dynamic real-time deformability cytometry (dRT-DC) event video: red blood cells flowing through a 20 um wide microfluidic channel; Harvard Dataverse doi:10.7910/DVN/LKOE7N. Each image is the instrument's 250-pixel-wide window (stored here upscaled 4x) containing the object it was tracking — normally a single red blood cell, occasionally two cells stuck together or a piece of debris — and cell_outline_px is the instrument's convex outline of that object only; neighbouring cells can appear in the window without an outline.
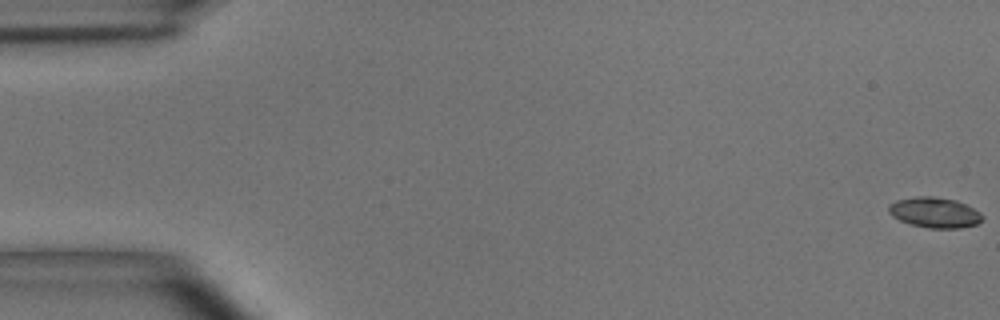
{"species": "common noctule bat (a hibernating species)", "species_latin": "Nyctalus noctula", "temperature_condition": "room temperature", "stored_images_in_passage": 55, "camera_frame_rate_fps": 3000, "um_per_image_px": 0.085, "animal": {"sex": "male", "body_mass_g": 15.6}, "frame": {"image": 1, "passage_image": 1, "time_ms": 0.0, "image_size_px": [1000, 320], "cell_outline_px": [[984, 216], [976, 224], [960, 228], [928, 228], [912, 224], [900, 220], [892, 216], [888, 212], [888, 204], [896, 200], [916, 196], [932, 196], [956, 200], [980, 212]], "centroid_in_image_um": [79.41, 18.05], "position_along_channel_um": 5.6, "area_um2": 16.53}}
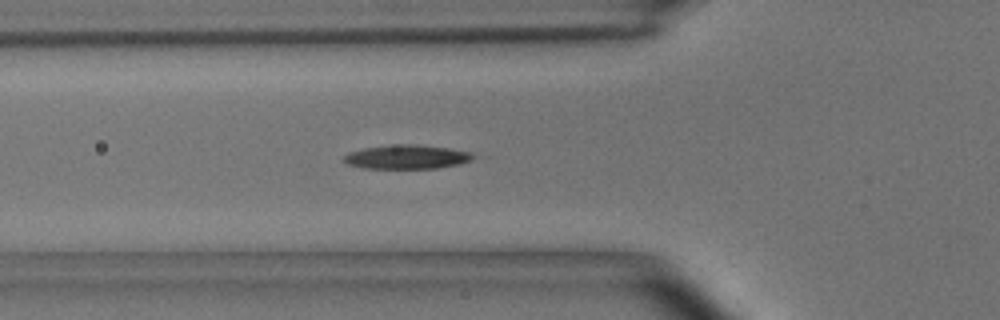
{"frame": {"image": 2, "passage_image": 20, "time_ms": 6.333, "image_size_px": [1000, 320], "cell_outline_px": [[484, 156], [460, 164], [440, 168], [360, 168], [348, 164], [344, 160], [344, 156], [348, 152], [364, 148], [388, 144], [416, 144], [448, 148], [472, 152]], "centroid_in_image_um": [34.67, 13.33], "position_along_channel_um": 91.1, "area_um2": 18.55}}
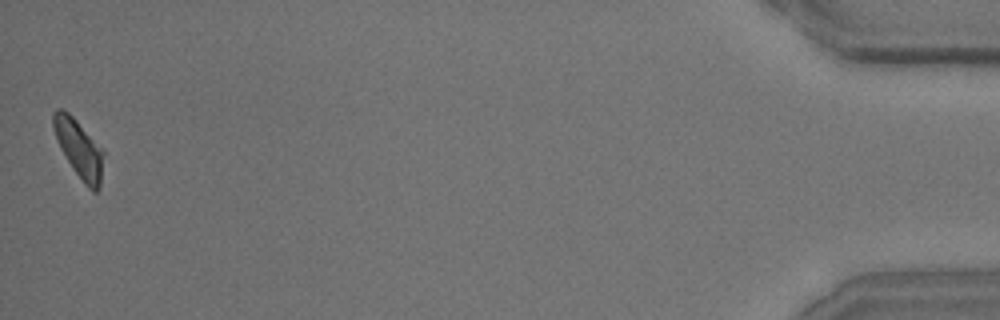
{"frame": {"image": 3, "passage_image": 55, "time_ms": 18.0, "image_size_px": [1000, 320], "cell_outline_px": [[104, 152], [100, 188], [96, 192], [92, 192], [84, 184], [72, 168], [60, 148], [56, 140], [52, 128], [52, 112], [56, 108], [60, 108], [68, 112], [104, 148]], "centroid_in_image_um": [6.71, 12.63], "position_along_channel_um": 428.5, "area_um2": 17.34}, "authors_computed_cell_mechanics": {"area_um2": 17.2822, "velocity_mm_per_s": 3.6711, "shape_relaxation_time_tau1_ms": 4.1598, "shape_relaxation_time_tau2_ms": null, "deformation_change_tau1": 0.1296, "deformation_change_tau2": null}}